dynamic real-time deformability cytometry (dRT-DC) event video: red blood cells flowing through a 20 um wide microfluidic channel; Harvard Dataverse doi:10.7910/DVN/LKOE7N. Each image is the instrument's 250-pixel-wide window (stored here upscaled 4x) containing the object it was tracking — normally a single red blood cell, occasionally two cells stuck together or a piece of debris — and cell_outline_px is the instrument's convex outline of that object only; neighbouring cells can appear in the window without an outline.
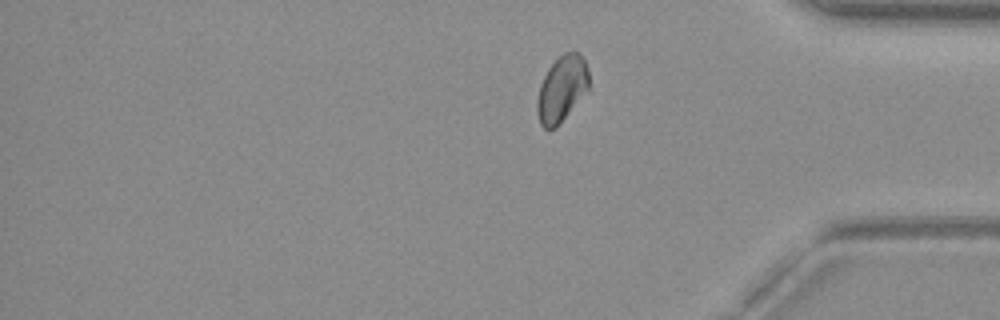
{"species": "common noctule bat (a hibernating species)", "species_latin": "Nyctalus noctula", "temperature_condition": "warm", "stored_images_in_passage": 15, "segment_of_instrument_passage": [2, 2], "camera_frame_rate_fps": 3000, "um_per_image_px": 0.085, "animal": {"sex": "female", "body_mass_g": 19.3, "forearm_length_mm": 54.1}, "frame": {"image": 1, "passage_image": 15, "time_ms": 18.667, "image_size_px": [1000, 320], "cell_outline_px": [[588, 92], [556, 128], [548, 132], [540, 124], [536, 108], [536, 100], [540, 84], [548, 68], [564, 52], [576, 52], [584, 60], [588, 68]], "centroid_in_image_um": [47.74, 7.61], "position_along_channel_um": 387.5, "area_um2": 20.11}}